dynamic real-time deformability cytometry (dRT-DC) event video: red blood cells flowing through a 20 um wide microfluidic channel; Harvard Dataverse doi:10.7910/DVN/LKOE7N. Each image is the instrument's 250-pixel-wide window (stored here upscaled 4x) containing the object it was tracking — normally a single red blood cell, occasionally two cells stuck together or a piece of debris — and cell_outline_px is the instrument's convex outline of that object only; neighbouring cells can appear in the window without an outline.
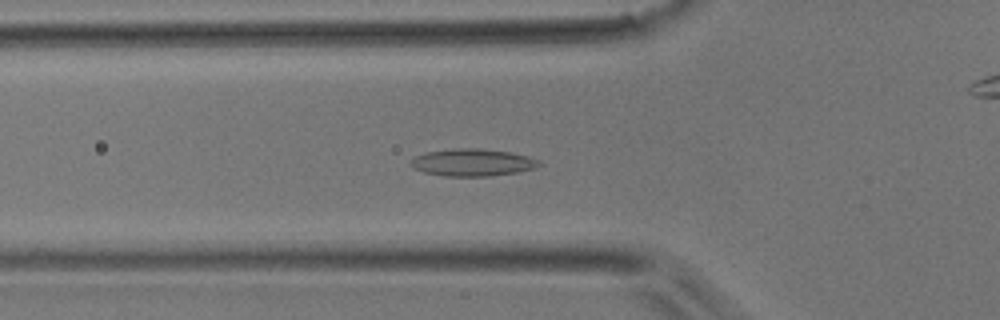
{"species": "common noctule bat (a hibernating species)", "species_latin": "Nyctalus noctula", "temperature_condition": "room temperature", "stored_images_in_passage": 47, "camera_frame_rate_fps": 3000, "um_per_image_px": 0.085, "animal": {"sex": "male", "body_mass_g": 17.9}, "frame": {"image": 1, "passage_image": 16, "time_ms": 5.0, "image_size_px": [1000, 320], "cell_outline_px": [[544, 164], [532, 168], [516, 172], [488, 176], [444, 176], [424, 172], [412, 168], [408, 164], [416, 156], [424, 152], [456, 148], [476, 148], [508, 152], [540, 160]], "centroid_in_image_um": [40.1, 13.81], "position_along_channel_um": 85.7, "area_um2": 20.23}}
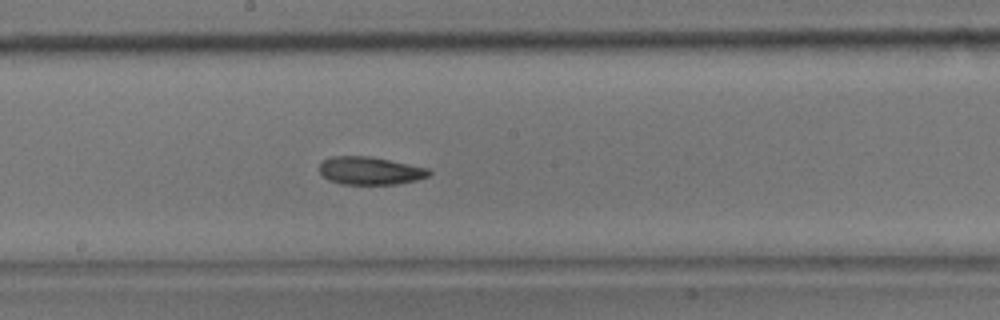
{"frame": {"image": 2, "passage_image": 25, "time_ms": 8.0, "image_size_px": [1000, 320], "cell_outline_px": [[432, 172], [428, 176], [416, 180], [396, 184], [340, 184], [328, 180], [320, 172], [320, 164], [324, 160], [332, 156], [368, 156], [428, 168]], "centroid_in_image_um": [31.44, 14.52], "position_along_channel_um": 216.8, "area_um2": 17.63}}
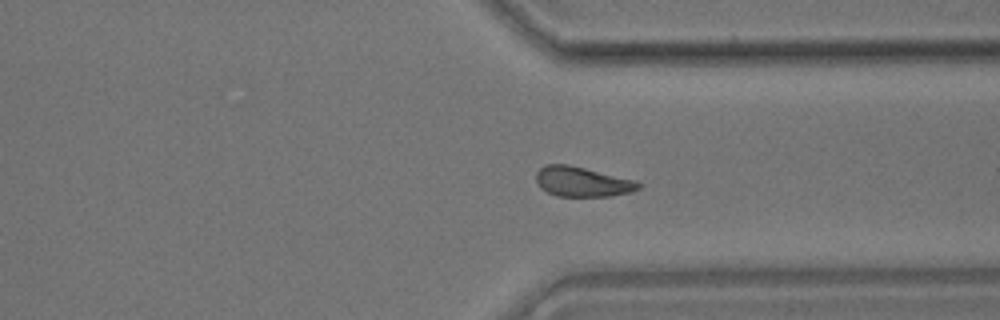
{"frame": {"image": 3, "passage_image": 35, "time_ms": 11.333, "image_size_px": [1000, 320], "cell_outline_px": [[640, 188], [632, 192], [612, 196], [556, 196], [540, 188], [536, 180], [536, 172], [544, 164], [568, 164], [636, 180], [640, 184]], "centroid_in_image_um": [49.48, 15.44], "position_along_channel_um": 361.9, "area_um2": 17.92}}